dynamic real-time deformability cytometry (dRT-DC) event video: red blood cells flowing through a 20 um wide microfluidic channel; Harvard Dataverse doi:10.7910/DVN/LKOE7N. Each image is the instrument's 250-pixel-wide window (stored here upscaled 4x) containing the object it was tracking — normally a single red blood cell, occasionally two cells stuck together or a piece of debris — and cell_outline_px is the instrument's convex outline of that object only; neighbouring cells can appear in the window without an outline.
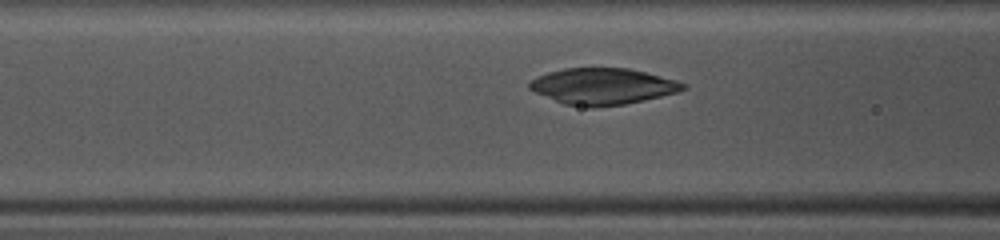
{"species": "common noctule bat (a hibernating species)", "species_latin": "Nyctalus noctula", "temperature_condition": "warm", "stored_images_in_passage": 28, "camera_frame_rate_fps": 3000, "um_per_image_px": 0.085, "animal": {"sex": "female", "body_mass_g": 10.0, "forearm_length_mm": 53.1}, "frame": {"image": 1, "passage_image": 4, "time_ms": 1.0, "image_size_px": [1000, 240], "cell_outline_px": [[688, 88], [676, 92], [644, 100], [624, 104], [592, 108], [588, 108], [564, 104], [536, 92], [528, 88], [528, 84], [536, 76], [548, 72], [564, 68], [628, 68], [676, 80], [688, 84]], "centroid_in_image_um": [51.22, 7.34], "position_along_channel_um": 115.4, "area_um2": 32.43}}
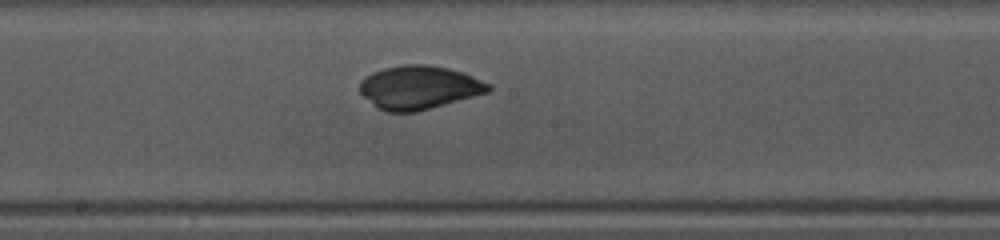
{"frame": {"image": 2, "passage_image": 11, "time_ms": 3.333, "image_size_px": [1000, 240], "cell_outline_px": [[492, 88], [488, 92], [416, 112], [384, 112], [376, 108], [360, 92], [360, 80], [364, 76], [372, 72], [384, 68], [404, 64], [424, 64], [448, 68], [464, 72], [492, 84]], "centroid_in_image_um": [35.6, 7.43], "position_along_channel_um": 212.6, "area_um2": 32.77}}
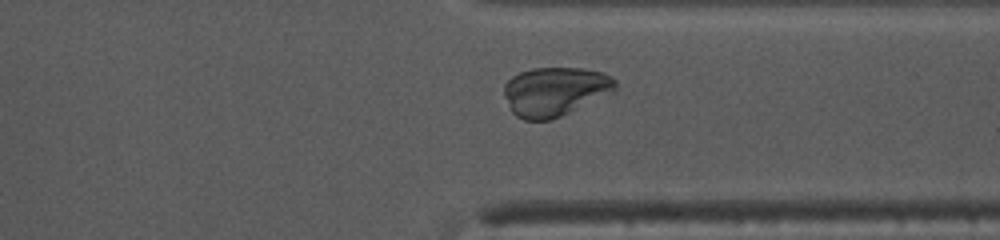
{"frame": {"image": 3, "passage_image": 22, "time_ms": 7.0, "image_size_px": [1000, 240], "cell_outline_px": [[616, 92], [552, 120], [524, 120], [516, 116], [512, 112], [504, 92], [504, 84], [512, 76], [520, 72], [532, 68], [584, 68], [600, 72], [612, 76], [616, 80]], "centroid_in_image_um": [47.21, 7.77], "position_along_channel_um": 364.2, "area_um2": 32.02}}